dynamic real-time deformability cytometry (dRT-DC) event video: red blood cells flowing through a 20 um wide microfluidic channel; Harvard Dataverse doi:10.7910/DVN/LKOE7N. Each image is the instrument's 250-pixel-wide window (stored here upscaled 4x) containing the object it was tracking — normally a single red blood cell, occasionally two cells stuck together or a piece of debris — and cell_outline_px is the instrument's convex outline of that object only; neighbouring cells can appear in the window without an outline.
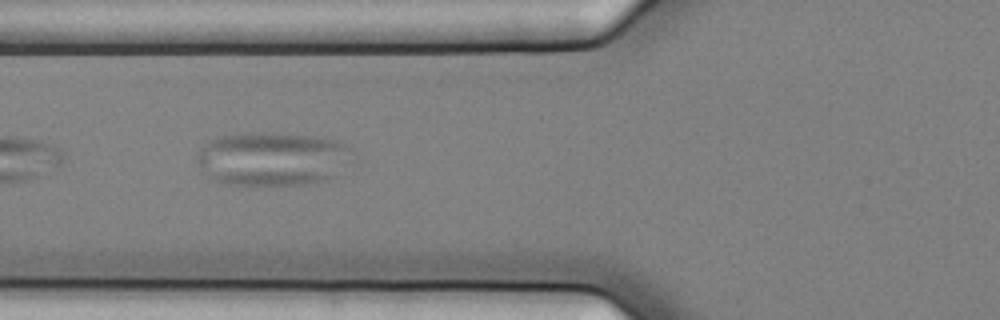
{"species": "common noctule bat (a hibernating species)", "species_latin": "Nyctalus noctula", "temperature_condition": "cold", "stored_images_in_passage": 8, "camera_frame_rate_fps": 3000, "um_per_image_px": 0.085, "animal": {"sex": "female", "body_mass_g": 25.1}, "frame": {"image": 1, "passage_image": 3, "time_ms": 0.667, "image_size_px": [1000, 320], "cell_outline_px": [[356, 160], [328, 180], [308, 184], [224, 184], [200, 172], [196, 160], [196, 156], [204, 144], [208, 140], [216, 136], [248, 132], [264, 132], [312, 136], [340, 140], [352, 148], [356, 152]], "centroid_in_image_um": [23.21, 13.48], "position_along_channel_um": 102.6, "area_um2": 49.82}}